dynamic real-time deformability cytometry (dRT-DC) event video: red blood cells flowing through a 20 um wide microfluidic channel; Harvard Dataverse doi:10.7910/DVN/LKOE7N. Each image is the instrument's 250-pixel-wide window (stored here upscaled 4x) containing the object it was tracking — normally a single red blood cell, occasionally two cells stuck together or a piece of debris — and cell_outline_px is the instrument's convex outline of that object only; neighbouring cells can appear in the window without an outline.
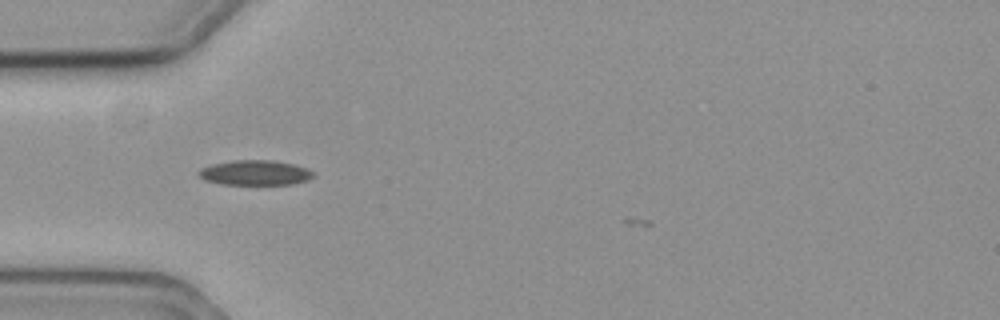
{"species": "common noctule bat (a hibernating species)", "species_latin": "Nyctalus noctula", "temperature_condition": "cold", "stored_images_in_passage": 5, "camera_frame_rate_fps": 3000, "um_per_image_px": 0.085, "animal": {"sex": "female", "body_mass_g": 19.3, "forearm_length_mm": 54.1}, "frame": {"image": 1, "passage_image": 4, "time_ms": 1.0, "image_size_px": [1000, 320], "cell_outline_px": [[316, 176], [308, 180], [292, 184], [220, 184], [204, 180], [196, 172], [200, 168], [212, 164], [232, 160], [272, 160], [292, 164], [304, 168], [312, 172]], "centroid_in_image_um": [21.64, 14.68], "position_along_channel_um": 63.4, "area_um2": 16.65}}